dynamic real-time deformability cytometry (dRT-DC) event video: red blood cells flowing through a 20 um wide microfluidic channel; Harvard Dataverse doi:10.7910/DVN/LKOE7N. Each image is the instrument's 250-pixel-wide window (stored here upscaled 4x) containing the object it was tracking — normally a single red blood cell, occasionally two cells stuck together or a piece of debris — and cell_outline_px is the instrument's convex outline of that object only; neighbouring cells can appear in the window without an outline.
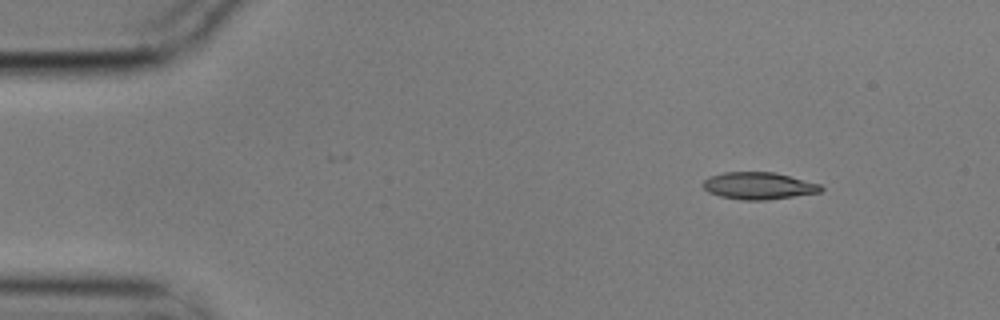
{"species": "common noctule bat (a hibernating species)", "species_latin": "Nyctalus noctula", "temperature_condition": "cold", "stored_images_in_passage": 7, "camera_frame_rate_fps": 3000, "um_per_image_px": 0.085, "animal": {"sex": "male", "body_mass_g": 17.9}, "frame": {"image": 1, "passage_image": 2, "time_ms": 0.333, "image_size_px": [1000, 320], "cell_outline_px": [[824, 188], [820, 192], [768, 200], [740, 200], [720, 196], [708, 192], [704, 188], [704, 180], [708, 176], [724, 172], [776, 172], [820, 184]], "centroid_in_image_um": [64.48, 15.79], "position_along_channel_um": 20.5, "area_um2": 18.67}}
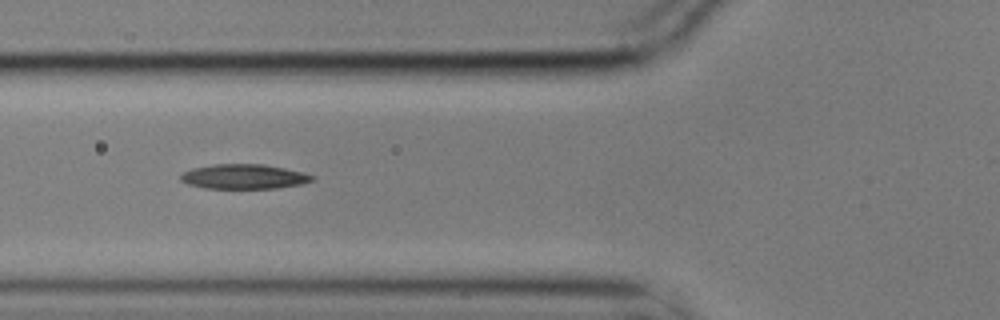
{"frame": {"image": 2, "passage_image": 6, "time_ms": 1.667, "image_size_px": [1000, 320], "cell_outline_px": [[316, 180], [300, 184], [276, 188], [204, 188], [188, 184], [180, 180], [180, 176], [184, 172], [192, 168], [216, 164], [264, 164], [284, 168], [316, 176]], "centroid_in_image_um": [20.74, 15.01], "position_along_channel_um": 105.1, "area_um2": 18.84}}
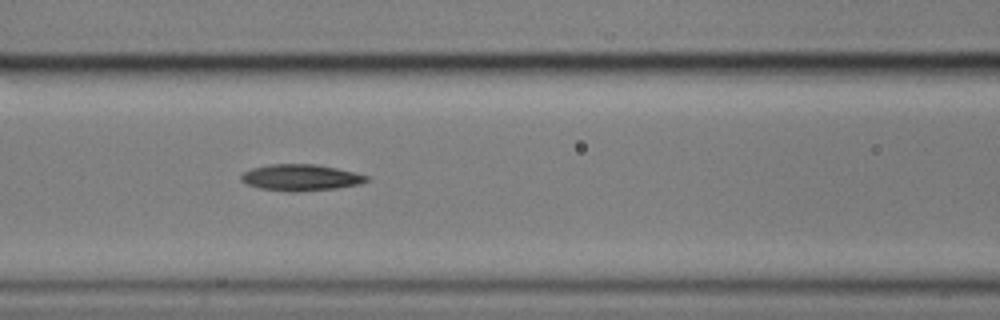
{"frame": {"image": 3, "passage_image": 7, "time_ms": 2.0, "image_size_px": [1000, 320], "cell_outline_px": [[368, 180], [360, 184], [336, 188], [296, 192], [288, 192], [260, 188], [248, 184], [240, 180], [240, 176], [244, 172], [252, 168], [268, 164], [316, 164], [336, 168], [368, 176]], "centroid_in_image_um": [25.53, 15.09], "position_along_channel_um": 141.1, "area_um2": 19.19}}